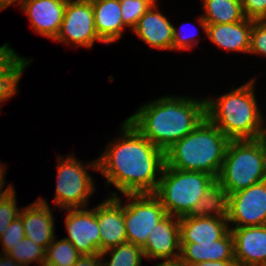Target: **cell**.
Returning a JSON list of instances; mask_svg holds the SVG:
<instances>
[{
    "label": "cell",
    "mask_w": 266,
    "mask_h": 266,
    "mask_svg": "<svg viewBox=\"0 0 266 266\" xmlns=\"http://www.w3.org/2000/svg\"><path fill=\"white\" fill-rule=\"evenodd\" d=\"M215 180L214 176L204 172L178 170L165 164L153 194L167 214L180 218L193 212L199 199Z\"/></svg>",
    "instance_id": "cell-6"
},
{
    "label": "cell",
    "mask_w": 266,
    "mask_h": 266,
    "mask_svg": "<svg viewBox=\"0 0 266 266\" xmlns=\"http://www.w3.org/2000/svg\"><path fill=\"white\" fill-rule=\"evenodd\" d=\"M227 220L233 227L266 225V180L228 195Z\"/></svg>",
    "instance_id": "cell-10"
},
{
    "label": "cell",
    "mask_w": 266,
    "mask_h": 266,
    "mask_svg": "<svg viewBox=\"0 0 266 266\" xmlns=\"http://www.w3.org/2000/svg\"><path fill=\"white\" fill-rule=\"evenodd\" d=\"M43 266H66V265H59L54 263H44Z\"/></svg>",
    "instance_id": "cell-41"
},
{
    "label": "cell",
    "mask_w": 266,
    "mask_h": 266,
    "mask_svg": "<svg viewBox=\"0 0 266 266\" xmlns=\"http://www.w3.org/2000/svg\"><path fill=\"white\" fill-rule=\"evenodd\" d=\"M142 249L147 260H164L180 257L179 217L167 214L160 220L150 233Z\"/></svg>",
    "instance_id": "cell-14"
},
{
    "label": "cell",
    "mask_w": 266,
    "mask_h": 266,
    "mask_svg": "<svg viewBox=\"0 0 266 266\" xmlns=\"http://www.w3.org/2000/svg\"><path fill=\"white\" fill-rule=\"evenodd\" d=\"M21 77L22 75L0 76V108L3 101H8L9 98L18 93L17 88Z\"/></svg>",
    "instance_id": "cell-34"
},
{
    "label": "cell",
    "mask_w": 266,
    "mask_h": 266,
    "mask_svg": "<svg viewBox=\"0 0 266 266\" xmlns=\"http://www.w3.org/2000/svg\"><path fill=\"white\" fill-rule=\"evenodd\" d=\"M75 47L92 48L95 42L105 43L97 34L91 0H68L63 22L53 40Z\"/></svg>",
    "instance_id": "cell-9"
},
{
    "label": "cell",
    "mask_w": 266,
    "mask_h": 266,
    "mask_svg": "<svg viewBox=\"0 0 266 266\" xmlns=\"http://www.w3.org/2000/svg\"><path fill=\"white\" fill-rule=\"evenodd\" d=\"M9 46L8 43H5L0 47V76L22 75L32 60L19 56Z\"/></svg>",
    "instance_id": "cell-27"
},
{
    "label": "cell",
    "mask_w": 266,
    "mask_h": 266,
    "mask_svg": "<svg viewBox=\"0 0 266 266\" xmlns=\"http://www.w3.org/2000/svg\"><path fill=\"white\" fill-rule=\"evenodd\" d=\"M206 117V100L164 95L141 105L126 118L164 152L193 131Z\"/></svg>",
    "instance_id": "cell-2"
},
{
    "label": "cell",
    "mask_w": 266,
    "mask_h": 266,
    "mask_svg": "<svg viewBox=\"0 0 266 266\" xmlns=\"http://www.w3.org/2000/svg\"><path fill=\"white\" fill-rule=\"evenodd\" d=\"M49 206L46 199L39 197L30 205L22 207L19 214L22 218L25 237L45 249L56 237L53 210Z\"/></svg>",
    "instance_id": "cell-16"
},
{
    "label": "cell",
    "mask_w": 266,
    "mask_h": 266,
    "mask_svg": "<svg viewBox=\"0 0 266 266\" xmlns=\"http://www.w3.org/2000/svg\"><path fill=\"white\" fill-rule=\"evenodd\" d=\"M180 258L187 266L205 261L235 260L234 240L229 231L222 239L212 243H180Z\"/></svg>",
    "instance_id": "cell-20"
},
{
    "label": "cell",
    "mask_w": 266,
    "mask_h": 266,
    "mask_svg": "<svg viewBox=\"0 0 266 266\" xmlns=\"http://www.w3.org/2000/svg\"><path fill=\"white\" fill-rule=\"evenodd\" d=\"M217 180L228 195L266 180V139L230 140Z\"/></svg>",
    "instance_id": "cell-5"
},
{
    "label": "cell",
    "mask_w": 266,
    "mask_h": 266,
    "mask_svg": "<svg viewBox=\"0 0 266 266\" xmlns=\"http://www.w3.org/2000/svg\"><path fill=\"white\" fill-rule=\"evenodd\" d=\"M0 266H25V265L15 262L14 259L7 254L0 253Z\"/></svg>",
    "instance_id": "cell-39"
},
{
    "label": "cell",
    "mask_w": 266,
    "mask_h": 266,
    "mask_svg": "<svg viewBox=\"0 0 266 266\" xmlns=\"http://www.w3.org/2000/svg\"><path fill=\"white\" fill-rule=\"evenodd\" d=\"M255 80L217 98H205L206 117L230 140H254L263 137L265 119L257 103Z\"/></svg>",
    "instance_id": "cell-3"
},
{
    "label": "cell",
    "mask_w": 266,
    "mask_h": 266,
    "mask_svg": "<svg viewBox=\"0 0 266 266\" xmlns=\"http://www.w3.org/2000/svg\"><path fill=\"white\" fill-rule=\"evenodd\" d=\"M65 226L70 241L81 255L100 254V230L96 218V207L88 209H64Z\"/></svg>",
    "instance_id": "cell-11"
},
{
    "label": "cell",
    "mask_w": 266,
    "mask_h": 266,
    "mask_svg": "<svg viewBox=\"0 0 266 266\" xmlns=\"http://www.w3.org/2000/svg\"><path fill=\"white\" fill-rule=\"evenodd\" d=\"M25 238L22 218L19 216L8 226L6 231L0 237L2 251L0 253L6 254L13 246L17 245Z\"/></svg>",
    "instance_id": "cell-30"
},
{
    "label": "cell",
    "mask_w": 266,
    "mask_h": 266,
    "mask_svg": "<svg viewBox=\"0 0 266 266\" xmlns=\"http://www.w3.org/2000/svg\"><path fill=\"white\" fill-rule=\"evenodd\" d=\"M263 135H266V127L264 128V133H263Z\"/></svg>",
    "instance_id": "cell-42"
},
{
    "label": "cell",
    "mask_w": 266,
    "mask_h": 266,
    "mask_svg": "<svg viewBox=\"0 0 266 266\" xmlns=\"http://www.w3.org/2000/svg\"><path fill=\"white\" fill-rule=\"evenodd\" d=\"M80 256L81 254L70 241L54 238L46 248L45 263L73 266Z\"/></svg>",
    "instance_id": "cell-26"
},
{
    "label": "cell",
    "mask_w": 266,
    "mask_h": 266,
    "mask_svg": "<svg viewBox=\"0 0 266 266\" xmlns=\"http://www.w3.org/2000/svg\"><path fill=\"white\" fill-rule=\"evenodd\" d=\"M178 27L173 26V45L172 50L174 51H181V50H192V47L197 45V43L200 41V38L194 37V34L192 32L185 33L184 29L182 30L177 29ZM181 29V28H180ZM196 39V40H195ZM194 45V46H193Z\"/></svg>",
    "instance_id": "cell-33"
},
{
    "label": "cell",
    "mask_w": 266,
    "mask_h": 266,
    "mask_svg": "<svg viewBox=\"0 0 266 266\" xmlns=\"http://www.w3.org/2000/svg\"><path fill=\"white\" fill-rule=\"evenodd\" d=\"M234 257L240 266H266V225L231 227Z\"/></svg>",
    "instance_id": "cell-15"
},
{
    "label": "cell",
    "mask_w": 266,
    "mask_h": 266,
    "mask_svg": "<svg viewBox=\"0 0 266 266\" xmlns=\"http://www.w3.org/2000/svg\"><path fill=\"white\" fill-rule=\"evenodd\" d=\"M203 14L197 18L207 34V24H225L245 19L241 0H202Z\"/></svg>",
    "instance_id": "cell-22"
},
{
    "label": "cell",
    "mask_w": 266,
    "mask_h": 266,
    "mask_svg": "<svg viewBox=\"0 0 266 266\" xmlns=\"http://www.w3.org/2000/svg\"><path fill=\"white\" fill-rule=\"evenodd\" d=\"M158 8L156 1L140 17L132 32L152 49L172 51L174 25Z\"/></svg>",
    "instance_id": "cell-17"
},
{
    "label": "cell",
    "mask_w": 266,
    "mask_h": 266,
    "mask_svg": "<svg viewBox=\"0 0 266 266\" xmlns=\"http://www.w3.org/2000/svg\"><path fill=\"white\" fill-rule=\"evenodd\" d=\"M155 266H187L186 263L180 258L164 259L162 262L157 263Z\"/></svg>",
    "instance_id": "cell-38"
},
{
    "label": "cell",
    "mask_w": 266,
    "mask_h": 266,
    "mask_svg": "<svg viewBox=\"0 0 266 266\" xmlns=\"http://www.w3.org/2000/svg\"><path fill=\"white\" fill-rule=\"evenodd\" d=\"M26 1L28 0H0V11L11 7L12 4H16L18 7H20Z\"/></svg>",
    "instance_id": "cell-40"
},
{
    "label": "cell",
    "mask_w": 266,
    "mask_h": 266,
    "mask_svg": "<svg viewBox=\"0 0 266 266\" xmlns=\"http://www.w3.org/2000/svg\"><path fill=\"white\" fill-rule=\"evenodd\" d=\"M230 139L207 117L165 151L171 168L204 172L218 178Z\"/></svg>",
    "instance_id": "cell-4"
},
{
    "label": "cell",
    "mask_w": 266,
    "mask_h": 266,
    "mask_svg": "<svg viewBox=\"0 0 266 266\" xmlns=\"http://www.w3.org/2000/svg\"><path fill=\"white\" fill-rule=\"evenodd\" d=\"M120 132L97 159L98 172L107 180L105 187L113 184L123 195L154 193L165 165V152L127 119Z\"/></svg>",
    "instance_id": "cell-1"
},
{
    "label": "cell",
    "mask_w": 266,
    "mask_h": 266,
    "mask_svg": "<svg viewBox=\"0 0 266 266\" xmlns=\"http://www.w3.org/2000/svg\"><path fill=\"white\" fill-rule=\"evenodd\" d=\"M191 266H240L236 260H225V261H205L196 263Z\"/></svg>",
    "instance_id": "cell-37"
},
{
    "label": "cell",
    "mask_w": 266,
    "mask_h": 266,
    "mask_svg": "<svg viewBox=\"0 0 266 266\" xmlns=\"http://www.w3.org/2000/svg\"><path fill=\"white\" fill-rule=\"evenodd\" d=\"M4 163L1 164L0 161V200L2 198H5L6 196H8L11 192L14 191V186L10 183L8 186H6L7 188L4 189V184L6 183V179L5 178V173H6V169L5 166H3ZM4 189V190H3Z\"/></svg>",
    "instance_id": "cell-36"
},
{
    "label": "cell",
    "mask_w": 266,
    "mask_h": 266,
    "mask_svg": "<svg viewBox=\"0 0 266 266\" xmlns=\"http://www.w3.org/2000/svg\"><path fill=\"white\" fill-rule=\"evenodd\" d=\"M124 222L127 241L143 247L150 233L166 215L160 200L153 193L124 194Z\"/></svg>",
    "instance_id": "cell-8"
},
{
    "label": "cell",
    "mask_w": 266,
    "mask_h": 266,
    "mask_svg": "<svg viewBox=\"0 0 266 266\" xmlns=\"http://www.w3.org/2000/svg\"><path fill=\"white\" fill-rule=\"evenodd\" d=\"M46 249L29 238H24L17 245L13 246L6 254L15 262L29 266L32 262L43 266L45 263Z\"/></svg>",
    "instance_id": "cell-25"
},
{
    "label": "cell",
    "mask_w": 266,
    "mask_h": 266,
    "mask_svg": "<svg viewBox=\"0 0 266 266\" xmlns=\"http://www.w3.org/2000/svg\"><path fill=\"white\" fill-rule=\"evenodd\" d=\"M253 20L225 24H207V36L215 46L228 52L248 53Z\"/></svg>",
    "instance_id": "cell-19"
},
{
    "label": "cell",
    "mask_w": 266,
    "mask_h": 266,
    "mask_svg": "<svg viewBox=\"0 0 266 266\" xmlns=\"http://www.w3.org/2000/svg\"><path fill=\"white\" fill-rule=\"evenodd\" d=\"M249 53L266 57V20L253 21Z\"/></svg>",
    "instance_id": "cell-31"
},
{
    "label": "cell",
    "mask_w": 266,
    "mask_h": 266,
    "mask_svg": "<svg viewBox=\"0 0 266 266\" xmlns=\"http://www.w3.org/2000/svg\"><path fill=\"white\" fill-rule=\"evenodd\" d=\"M157 0H120L123 25L132 31L140 17L145 14Z\"/></svg>",
    "instance_id": "cell-28"
},
{
    "label": "cell",
    "mask_w": 266,
    "mask_h": 266,
    "mask_svg": "<svg viewBox=\"0 0 266 266\" xmlns=\"http://www.w3.org/2000/svg\"><path fill=\"white\" fill-rule=\"evenodd\" d=\"M68 0H28L20 9L35 33L54 40L63 22Z\"/></svg>",
    "instance_id": "cell-13"
},
{
    "label": "cell",
    "mask_w": 266,
    "mask_h": 266,
    "mask_svg": "<svg viewBox=\"0 0 266 266\" xmlns=\"http://www.w3.org/2000/svg\"><path fill=\"white\" fill-rule=\"evenodd\" d=\"M100 254L81 255L73 266H102Z\"/></svg>",
    "instance_id": "cell-35"
},
{
    "label": "cell",
    "mask_w": 266,
    "mask_h": 266,
    "mask_svg": "<svg viewBox=\"0 0 266 266\" xmlns=\"http://www.w3.org/2000/svg\"><path fill=\"white\" fill-rule=\"evenodd\" d=\"M245 18L253 21L266 20V0H241Z\"/></svg>",
    "instance_id": "cell-32"
},
{
    "label": "cell",
    "mask_w": 266,
    "mask_h": 266,
    "mask_svg": "<svg viewBox=\"0 0 266 266\" xmlns=\"http://www.w3.org/2000/svg\"><path fill=\"white\" fill-rule=\"evenodd\" d=\"M98 36L111 44L122 37L123 25L120 0H91Z\"/></svg>",
    "instance_id": "cell-21"
},
{
    "label": "cell",
    "mask_w": 266,
    "mask_h": 266,
    "mask_svg": "<svg viewBox=\"0 0 266 266\" xmlns=\"http://www.w3.org/2000/svg\"><path fill=\"white\" fill-rule=\"evenodd\" d=\"M190 215L214 218L228 216V193L217 179L199 199Z\"/></svg>",
    "instance_id": "cell-23"
},
{
    "label": "cell",
    "mask_w": 266,
    "mask_h": 266,
    "mask_svg": "<svg viewBox=\"0 0 266 266\" xmlns=\"http://www.w3.org/2000/svg\"><path fill=\"white\" fill-rule=\"evenodd\" d=\"M179 227L180 243H212L230 231L227 217L186 215L179 218Z\"/></svg>",
    "instance_id": "cell-18"
},
{
    "label": "cell",
    "mask_w": 266,
    "mask_h": 266,
    "mask_svg": "<svg viewBox=\"0 0 266 266\" xmlns=\"http://www.w3.org/2000/svg\"><path fill=\"white\" fill-rule=\"evenodd\" d=\"M108 255V260H104ZM110 255V256H109ZM102 266H141L144 257L142 247L133 243H123L100 253ZM111 257V258H110Z\"/></svg>",
    "instance_id": "cell-24"
},
{
    "label": "cell",
    "mask_w": 266,
    "mask_h": 266,
    "mask_svg": "<svg viewBox=\"0 0 266 266\" xmlns=\"http://www.w3.org/2000/svg\"><path fill=\"white\" fill-rule=\"evenodd\" d=\"M15 190L5 198L0 200V237L6 231L8 226L19 217L20 211L17 207Z\"/></svg>",
    "instance_id": "cell-29"
},
{
    "label": "cell",
    "mask_w": 266,
    "mask_h": 266,
    "mask_svg": "<svg viewBox=\"0 0 266 266\" xmlns=\"http://www.w3.org/2000/svg\"><path fill=\"white\" fill-rule=\"evenodd\" d=\"M98 171L97 158L86 163L75 158V155L58 156L57 183L54 203L60 209L88 207L89 198L95 192V182L89 170Z\"/></svg>",
    "instance_id": "cell-7"
},
{
    "label": "cell",
    "mask_w": 266,
    "mask_h": 266,
    "mask_svg": "<svg viewBox=\"0 0 266 266\" xmlns=\"http://www.w3.org/2000/svg\"><path fill=\"white\" fill-rule=\"evenodd\" d=\"M111 193L96 206V218L100 230V252L128 242L124 222V203L116 192Z\"/></svg>",
    "instance_id": "cell-12"
}]
</instances>
